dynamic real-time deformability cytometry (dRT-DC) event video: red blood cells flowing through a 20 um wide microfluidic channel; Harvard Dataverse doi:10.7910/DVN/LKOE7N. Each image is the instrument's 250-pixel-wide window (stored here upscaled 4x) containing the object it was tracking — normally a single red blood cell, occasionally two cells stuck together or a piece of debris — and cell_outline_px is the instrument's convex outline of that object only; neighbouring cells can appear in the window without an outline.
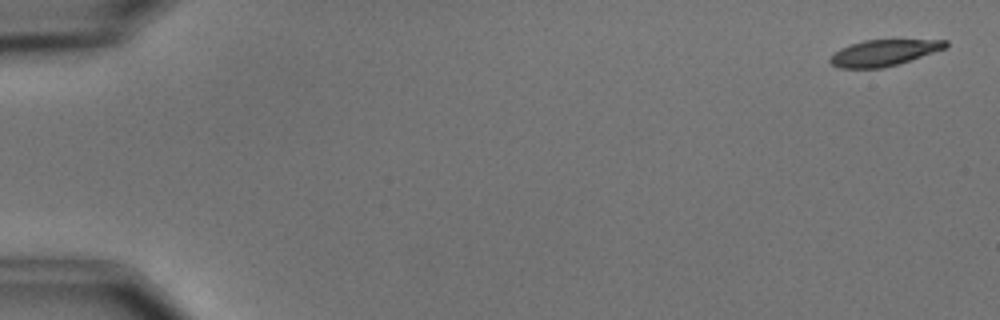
{"species": "common noctule bat (a hibernating species)", "species_latin": "Nyctalus noctula", "temperature_condition": "cold", "stored_images_in_passage": 5, "camera_frame_rate_fps": 3000, "um_per_image_px": 0.085, "animal": {"sex": "male", "body_mass_g": 15.6}, "frame": {"image": 1, "passage_image": 1, "time_ms": 0.0, "image_size_px": [1000, 320], "cell_outline_px": [[948, 44], [944, 48], [896, 64], [880, 68], [840, 68], [832, 64], [828, 60], [840, 48], [864, 40], [948, 40]], "centroid_in_image_um": [75.07, 4.48], "position_along_channel_um": 9.9, "area_um2": 17.05}}